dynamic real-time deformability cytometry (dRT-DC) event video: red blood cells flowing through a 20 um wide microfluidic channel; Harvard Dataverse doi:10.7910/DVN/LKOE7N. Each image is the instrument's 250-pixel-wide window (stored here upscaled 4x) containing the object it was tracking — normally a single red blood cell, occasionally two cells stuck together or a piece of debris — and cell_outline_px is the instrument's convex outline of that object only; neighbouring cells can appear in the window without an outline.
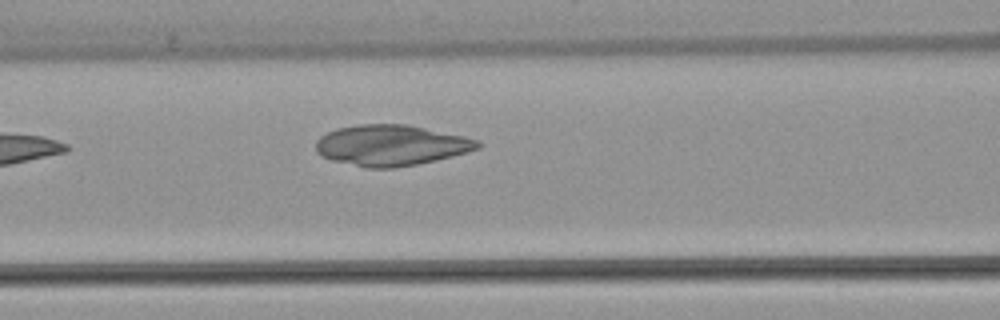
{"species": "common noctule bat (a hibernating species)", "species_latin": "Nyctalus noctula", "temperature_condition": "warm", "stored_images_in_passage": 5, "camera_frame_rate_fps": 3000, "um_per_image_px": 0.085, "animal": {"sex": "female", "body_mass_g": 22.7, "forearm_length_mm": 54.2}, "frame": {"image": 1, "passage_image": 5, "time_ms": 5.667, "image_size_px": [1000, 320], "cell_outline_px": [[480, 148], [452, 156], [436, 160], [416, 164], [392, 168], [368, 168], [332, 160], [320, 156], [316, 152], [316, 140], [320, 136], [336, 128], [356, 124], [404, 124], [464, 136], [480, 140]], "centroid_in_image_um": [33.21, 12.34], "position_along_channel_um": 133.4, "area_um2": 38.38}}